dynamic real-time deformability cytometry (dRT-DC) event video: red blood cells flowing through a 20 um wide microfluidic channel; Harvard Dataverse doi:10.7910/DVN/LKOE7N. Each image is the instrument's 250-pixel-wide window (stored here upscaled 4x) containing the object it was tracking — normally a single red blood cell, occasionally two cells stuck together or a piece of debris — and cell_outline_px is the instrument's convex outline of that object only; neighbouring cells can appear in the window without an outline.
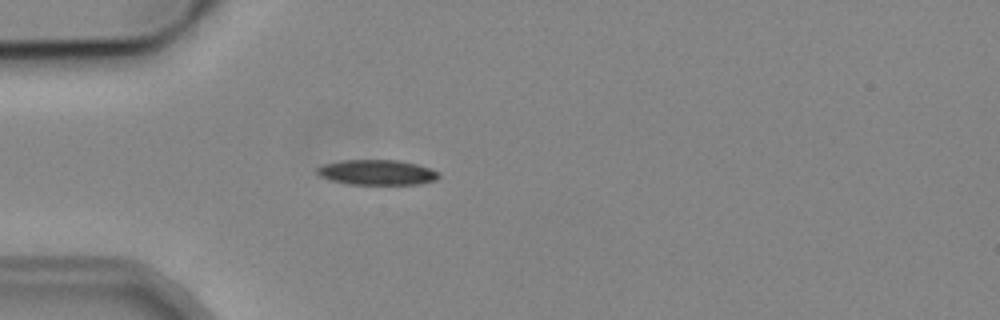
{"species": "common noctule bat (a hibernating species)", "species_latin": "Nyctalus noctula", "temperature_condition": "cold", "stored_images_in_passage": 5, "camera_frame_rate_fps": 3000, "um_per_image_px": 0.085, "animal": {"sex": "male", "body_mass_g": 19.2, "forearm_length_mm": 51.8}, "frame": {"image": 1, "passage_image": 5, "time_ms": 4.667, "image_size_px": [1000, 320], "cell_outline_px": [[440, 176], [436, 180], [420, 184], [348, 184], [332, 180], [320, 176], [316, 172], [316, 168], [324, 164], [340, 160], [396, 160], [416, 164], [440, 172]], "centroid_in_image_um": [32.04, 14.65], "position_along_channel_um": 53.0, "area_um2": 17.8}}